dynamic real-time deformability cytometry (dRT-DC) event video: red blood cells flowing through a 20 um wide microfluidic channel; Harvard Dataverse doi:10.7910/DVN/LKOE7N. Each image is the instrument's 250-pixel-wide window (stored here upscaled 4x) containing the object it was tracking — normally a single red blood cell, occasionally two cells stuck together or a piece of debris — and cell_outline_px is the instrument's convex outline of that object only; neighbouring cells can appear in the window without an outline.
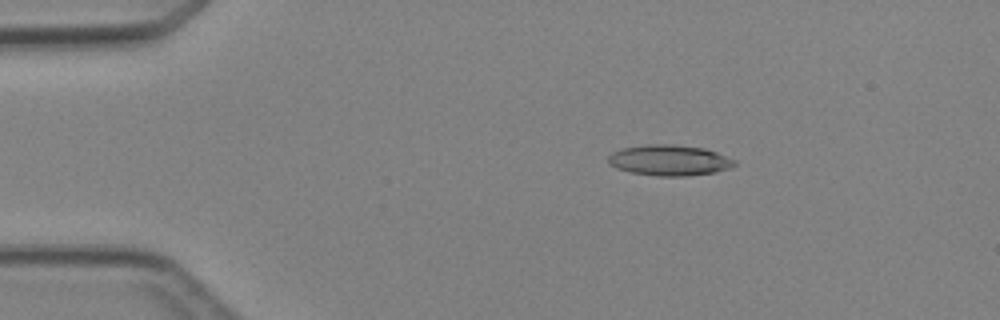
{"species": "Egyptian fruit bat (a non-hibernating species)", "species_latin": "Rousettus aegyptiacus", "temperature_condition": "cold", "stored_images_in_passage": 4, "camera_frame_rate_fps": 3000, "um_per_image_px": 0.085, "animal": {"sex": "female"}, "frame": {"image": 1, "passage_image": 2, "time_ms": 1.333, "image_size_px": [1000, 320], "cell_outline_px": [[736, 164], [728, 168], [716, 172], [688, 176], [656, 176], [632, 172], [616, 168], [608, 164], [608, 156], [612, 152], [624, 148], [648, 144], [672, 144], [704, 148], [716, 152], [736, 160]], "centroid_in_image_um": [56.89, 13.62], "position_along_channel_um": 28.1, "area_um2": 22.6}}